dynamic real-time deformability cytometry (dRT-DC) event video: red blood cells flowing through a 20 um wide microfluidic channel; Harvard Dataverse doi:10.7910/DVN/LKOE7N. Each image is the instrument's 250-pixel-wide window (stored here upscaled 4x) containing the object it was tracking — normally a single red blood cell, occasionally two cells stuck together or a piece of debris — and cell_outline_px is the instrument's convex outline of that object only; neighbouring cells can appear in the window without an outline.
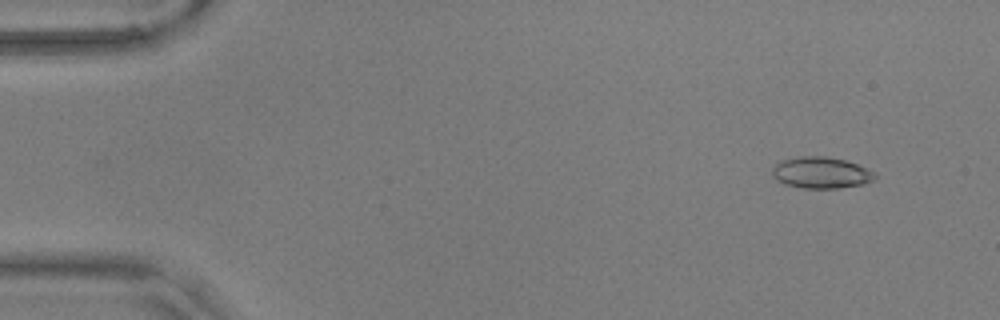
{"species": "common noctule bat (a hibernating species)", "species_latin": "Nyctalus noctula", "temperature_condition": "warm", "stored_images_in_passage": 56, "camera_frame_rate_fps": 3000, "um_per_image_px": 0.085, "animal": {"sex": "male", "body_mass_g": 17.9, "forearm_length_mm": 54.2}, "frame": {"image": 1, "passage_image": 5, "time_ms": 1.333, "image_size_px": [1000, 320], "cell_outline_px": [[876, 176], [872, 180], [864, 184], [836, 188], [800, 188], [784, 184], [776, 180], [772, 176], [772, 168], [780, 160], [796, 156], [824, 156], [844, 160], [856, 164], [876, 172]], "centroid_in_image_um": [69.75, 14.67], "position_along_channel_um": 15.3, "area_um2": 18.9}}
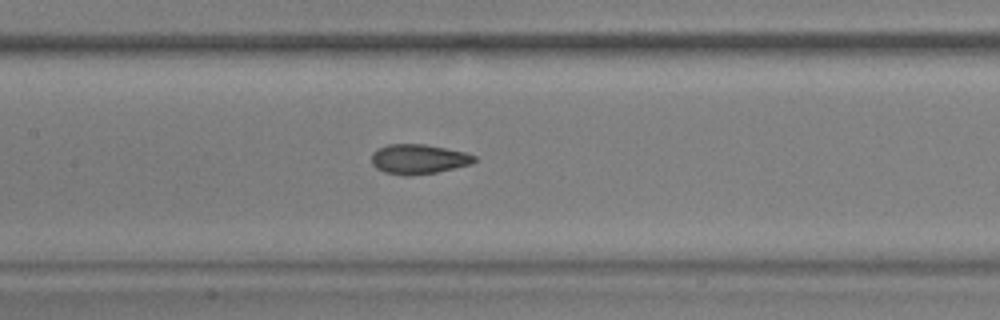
{"frame": {"image": 2, "passage_image": 27, "time_ms": 8.667, "image_size_px": [1000, 320], "cell_outline_px": [[476, 160], [472, 164], [436, 172], [412, 176], [404, 176], [384, 172], [376, 168], [372, 164], [372, 152], [376, 148], [388, 144], [424, 144], [464, 152], [476, 156]], "centroid_in_image_um": [35.54, 13.53], "position_along_channel_um": 171.9, "area_um2": 17.92}}
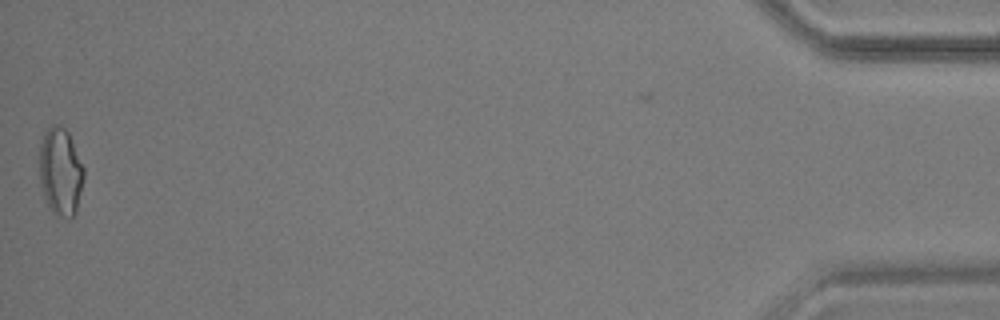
{"frame": {"image": 3, "passage_image": 56, "time_ms": 18.333, "image_size_px": [1000, 320], "cell_outline_px": [[84, 180], [76, 212], [72, 216], [56, 216], [48, 208], [40, 184], [40, 144], [44, 132], [52, 124], [60, 124], [68, 132], [84, 168]], "centroid_in_image_um": [5.14, 14.59], "position_along_channel_um": 430.1, "area_um2": 22.77}, "authors_computed_cell_mechanics": {"area_um2": 18.1781, "velocity_mm_per_s": 3.6221, "shape_relaxation_time_tau1_ms": null, "shape_relaxation_time_tau2_ms": 1.4453, "deformation_change_tau1": null, "deformation_change_tau2": 0.0839}}